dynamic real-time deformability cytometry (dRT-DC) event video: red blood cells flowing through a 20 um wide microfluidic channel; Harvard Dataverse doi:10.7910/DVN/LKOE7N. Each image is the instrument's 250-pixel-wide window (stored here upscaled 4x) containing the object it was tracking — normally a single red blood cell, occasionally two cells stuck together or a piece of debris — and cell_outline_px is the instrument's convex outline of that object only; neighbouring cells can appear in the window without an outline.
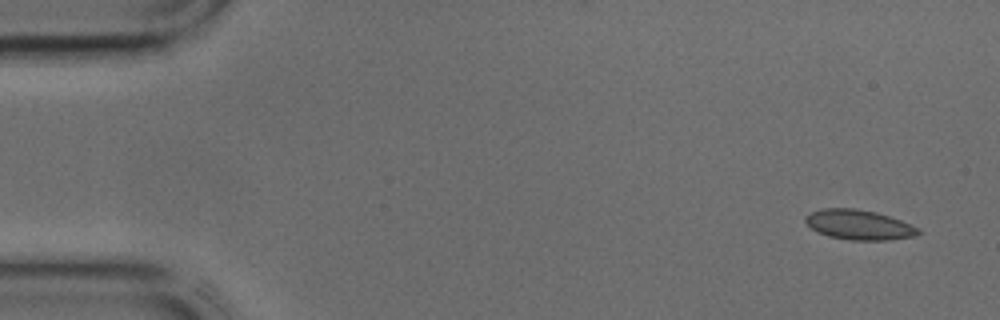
{"species": "common noctule bat (a hibernating species)", "species_latin": "Nyctalus noctula", "temperature_condition": "cold", "stored_images_in_passage": 42, "camera_frame_rate_fps": 3000, "um_per_image_px": 0.085, "animal": {"sex": "male", "body_mass_g": 17.9, "forearm_length_mm": 54.2}, "frame": {"image": 1, "passage_image": 1, "time_ms": 0.0, "image_size_px": [1000, 320], "cell_outline_px": [[924, 232], [916, 236], [888, 240], [852, 240], [828, 236], [812, 228], [804, 220], [804, 216], [812, 212], [824, 208], [856, 208], [876, 212], [900, 220], [920, 228]], "centroid_in_image_um": [73.06, 19.11], "position_along_channel_um": 11.9, "area_um2": 19.65}}
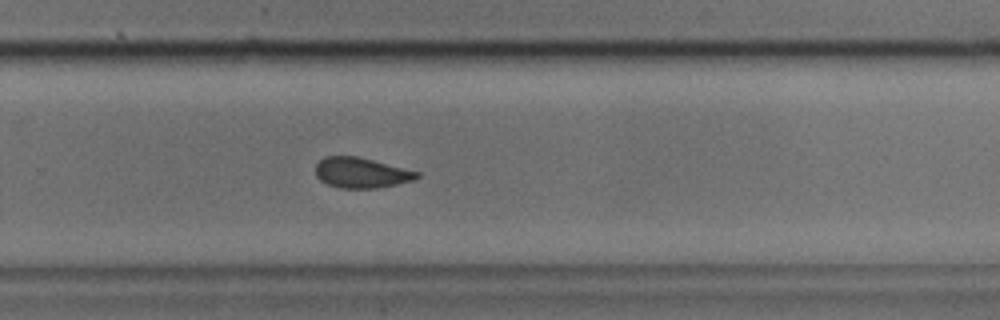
{"frame": {"image": 2, "passage_image": 27, "time_ms": 8.667, "image_size_px": [1000, 320], "cell_outline_px": [[420, 176], [412, 180], [396, 184], [376, 188], [340, 188], [328, 184], [320, 180], [316, 176], [316, 164], [324, 156], [356, 156], [420, 172]], "centroid_in_image_um": [30.68, 14.68], "position_along_channel_um": 299.1, "area_um2": 17.74}}
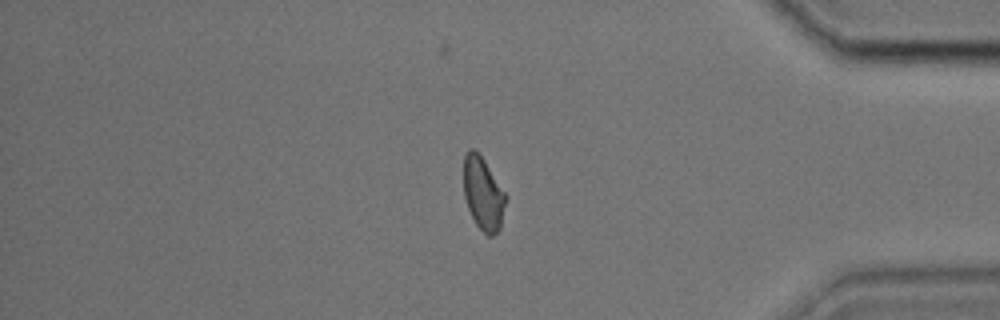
{"frame": {"image": 3, "passage_image": 35, "time_ms": 11.333, "image_size_px": [1000, 320], "cell_outline_px": [[508, 196], [500, 228], [492, 236], [488, 236], [476, 224], [468, 208], [464, 196], [464, 156], [468, 148], [476, 148]], "centroid_in_image_um": [41.08, 16.43], "position_along_channel_um": 394.1, "area_um2": 18.03}}